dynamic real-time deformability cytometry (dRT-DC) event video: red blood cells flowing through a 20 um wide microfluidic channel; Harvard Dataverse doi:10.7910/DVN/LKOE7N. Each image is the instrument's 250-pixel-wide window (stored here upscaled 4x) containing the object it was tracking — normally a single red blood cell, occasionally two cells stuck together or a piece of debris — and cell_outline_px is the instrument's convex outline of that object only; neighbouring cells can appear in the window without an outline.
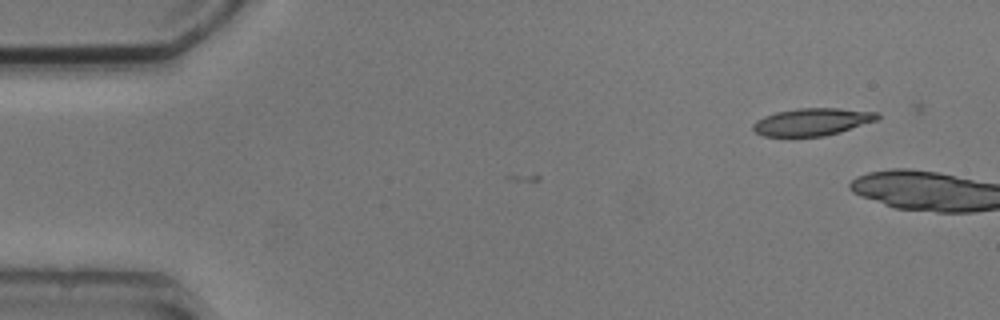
{"species": "common noctule bat (a hibernating species)", "species_latin": "Nyctalus noctula", "temperature_condition": "cold", "stored_images_in_passage": 3, "camera_frame_rate_fps": 3000, "um_per_image_px": 0.085, "animal": {"sex": "male", "body_mass_g": 20.5, "forearm_length_mm": 52.5}, "frame": {"image": 1, "passage_image": 3, "time_ms": 2.333, "image_size_px": [1000, 320], "cell_outline_px": [[880, 116], [876, 120], [840, 132], [824, 136], [764, 136], [756, 132], [752, 128], [752, 124], [756, 120], [764, 116], [776, 112], [800, 108], [836, 108], [880, 112]], "centroid_in_image_um": [69.03, 10.35], "position_along_channel_um": 16.0, "area_um2": 19.77}}